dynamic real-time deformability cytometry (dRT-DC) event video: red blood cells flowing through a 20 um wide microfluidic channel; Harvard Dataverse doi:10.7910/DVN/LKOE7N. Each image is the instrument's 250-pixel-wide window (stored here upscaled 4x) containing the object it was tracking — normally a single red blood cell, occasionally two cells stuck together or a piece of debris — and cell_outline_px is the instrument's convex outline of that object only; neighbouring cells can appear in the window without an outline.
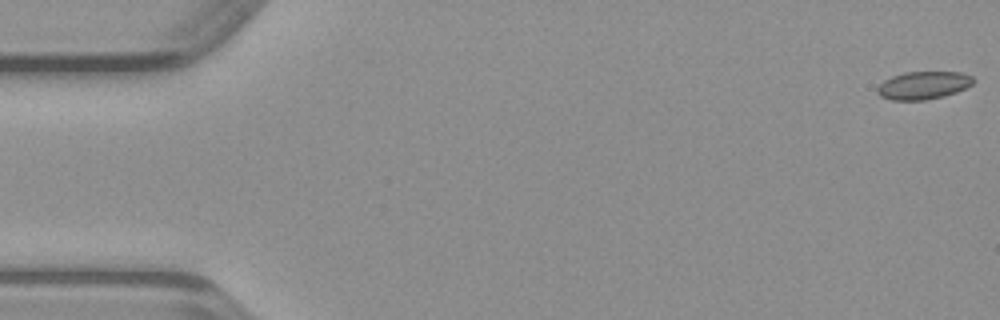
{"species": "common noctule bat (a hibernating species)", "species_latin": "Nyctalus noctula", "temperature_condition": "warm", "stored_images_in_passage": 7, "camera_frame_rate_fps": 3000, "um_per_image_px": 0.085, "animal": {"sex": "male", "body_mass_g": 23.1, "forearm_length_mm": 52.7}, "frame": {"image": 1, "passage_image": 1, "time_ms": 0.0, "image_size_px": [1000, 320], "cell_outline_px": [[976, 80], [972, 84], [956, 92], [944, 96], [924, 100], [892, 100], [880, 96], [876, 92], [876, 88], [884, 80], [892, 76], [904, 72], [960, 72], [972, 76]], "centroid_in_image_um": [78.47, 7.25], "position_along_channel_um": 6.5, "area_um2": 15.61}}